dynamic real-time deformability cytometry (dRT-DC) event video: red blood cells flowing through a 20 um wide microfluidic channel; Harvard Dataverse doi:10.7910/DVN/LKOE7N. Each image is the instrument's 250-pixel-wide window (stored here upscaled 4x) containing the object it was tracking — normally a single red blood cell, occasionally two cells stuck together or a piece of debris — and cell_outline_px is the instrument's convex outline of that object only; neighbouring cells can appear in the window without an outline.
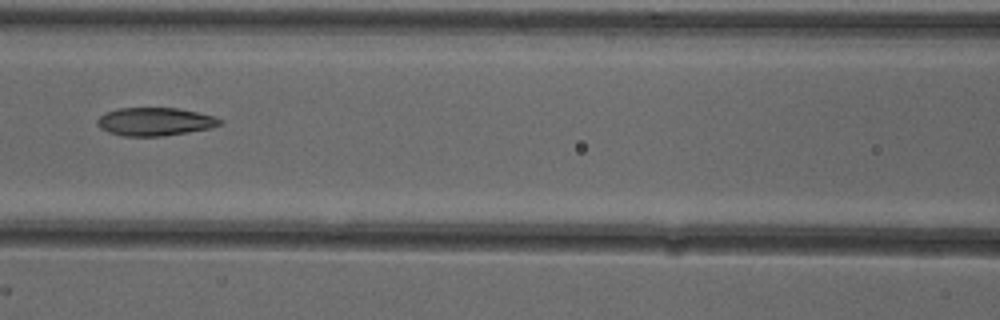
{"species": "common noctule bat (a hibernating species)", "species_latin": "Nyctalus noctula", "temperature_condition": "cold", "stored_images_in_passage": 7, "camera_frame_rate_fps": 3000, "um_per_image_px": 0.085, "animal": {"sex": "female"}, "frame": {"image": 1, "passage_image": 7, "time_ms": 2.0, "image_size_px": [1000, 320], "cell_outline_px": [[224, 120], [220, 124], [212, 128], [164, 136], [120, 136], [108, 132], [100, 128], [96, 124], [96, 120], [104, 112], [116, 108], [176, 108], [216, 116]], "centroid_in_image_um": [13.15, 10.34], "position_along_channel_um": 153.5, "area_um2": 20.35}}